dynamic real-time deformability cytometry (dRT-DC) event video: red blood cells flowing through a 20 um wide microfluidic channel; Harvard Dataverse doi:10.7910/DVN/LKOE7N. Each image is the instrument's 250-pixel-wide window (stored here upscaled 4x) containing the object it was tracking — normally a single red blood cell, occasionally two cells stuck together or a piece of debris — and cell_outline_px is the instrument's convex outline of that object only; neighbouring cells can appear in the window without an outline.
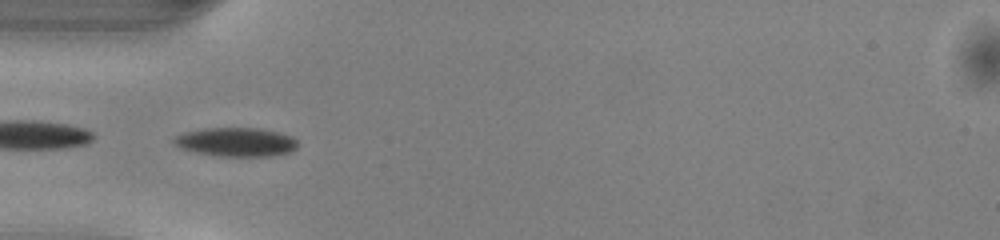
{"species": "common noctule bat (a hibernating species)", "species_latin": "Nyctalus noctula", "temperature_condition": "warm", "stored_images_in_passage": 48, "camera_frame_rate_fps": 3000, "um_per_image_px": 0.085, "animal": {"sex": "male", "body_mass_g": 13.0, "forearm_length_mm": 53.1}, "frame": {"image": 1, "passage_image": 15, "time_ms": 4.667, "image_size_px": [1000, 240], "cell_outline_px": [[296, 148], [288, 152], [272, 156], [216, 156], [196, 152], [180, 148], [172, 140], [176, 136], [184, 132], [204, 128], [260, 128], [292, 136], [296, 140]], "centroid_in_image_um": [20.05, 12.07], "position_along_channel_um": 65.0, "area_um2": 20.69}}
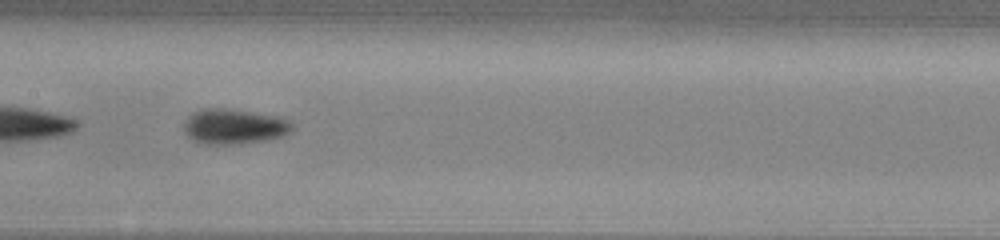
{"frame": {"image": 2, "passage_image": 24, "time_ms": 7.667, "image_size_px": [1000, 240], "cell_outline_px": [[292, 128], [288, 132], [280, 136], [264, 140], [240, 144], [200, 144], [188, 136], [184, 132], [184, 124], [188, 116], [204, 108], [224, 108], [276, 116], [288, 120], [292, 124]], "centroid_in_image_um": [19.84, 10.76], "position_along_channel_um": 187.6, "area_um2": 21.85}}
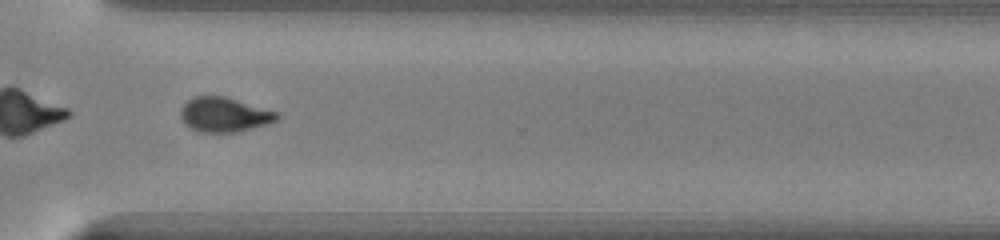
{"frame": {"image": 3, "passage_image": 36, "time_ms": 11.667, "image_size_px": [1000, 240], "cell_outline_px": [[280, 116], [276, 120], [268, 124], [236, 132], [200, 132], [188, 128], [180, 116], [180, 108], [188, 100], [196, 96], [224, 96], [276, 112]], "centroid_in_image_um": [19.02, 9.76], "position_along_channel_um": 351.6, "area_um2": 19.25}, "authors_computed_cell_mechanics": {"area_um2": 20.808, "velocity_mm_per_s": 4.0998, "shape_relaxation_time_tau1_ms": 2.3136, "shape_relaxation_time_tau2_ms": 4.0277, "deformation_change_tau1": 0.1198, "deformation_change_tau2": 0.0941}}